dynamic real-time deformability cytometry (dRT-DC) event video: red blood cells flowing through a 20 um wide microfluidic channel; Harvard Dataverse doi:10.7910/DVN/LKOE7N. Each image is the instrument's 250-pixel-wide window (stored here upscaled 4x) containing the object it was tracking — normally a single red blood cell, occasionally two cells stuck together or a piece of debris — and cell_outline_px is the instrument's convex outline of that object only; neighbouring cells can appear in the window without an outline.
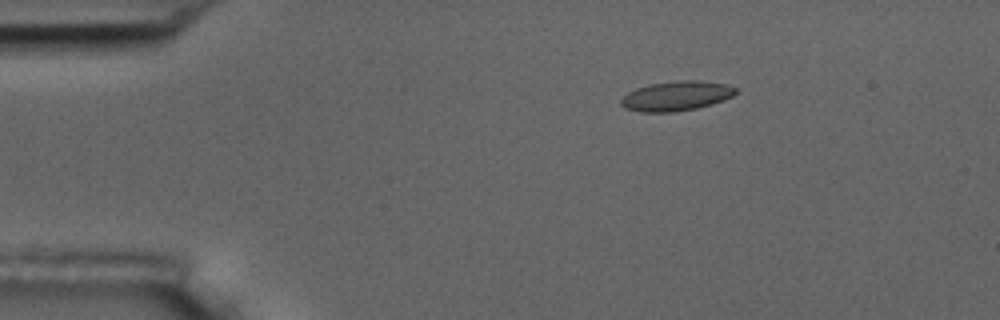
{"species": "common noctule bat (a hibernating species)", "species_latin": "Nyctalus noctula", "temperature_condition": "room temperature", "stored_images_in_passage": 3, "camera_frame_rate_fps": 3000, "um_per_image_px": 0.085, "animal": {"sex": "male", "body_mass_g": 17.5, "forearm_length_mm": 52.3}, "frame": {"image": 1, "passage_image": 1, "time_ms": 0.0, "image_size_px": [1000, 320], "cell_outline_px": [[736, 92], [732, 96], [724, 100], [712, 104], [696, 108], [672, 112], [640, 112], [624, 108], [620, 104], [620, 100], [628, 92], [636, 88], [648, 84], [676, 80], [696, 80], [728, 84], [736, 88]], "centroid_in_image_um": [57.47, 8.15], "position_along_channel_um": 27.5, "area_um2": 19.94}}